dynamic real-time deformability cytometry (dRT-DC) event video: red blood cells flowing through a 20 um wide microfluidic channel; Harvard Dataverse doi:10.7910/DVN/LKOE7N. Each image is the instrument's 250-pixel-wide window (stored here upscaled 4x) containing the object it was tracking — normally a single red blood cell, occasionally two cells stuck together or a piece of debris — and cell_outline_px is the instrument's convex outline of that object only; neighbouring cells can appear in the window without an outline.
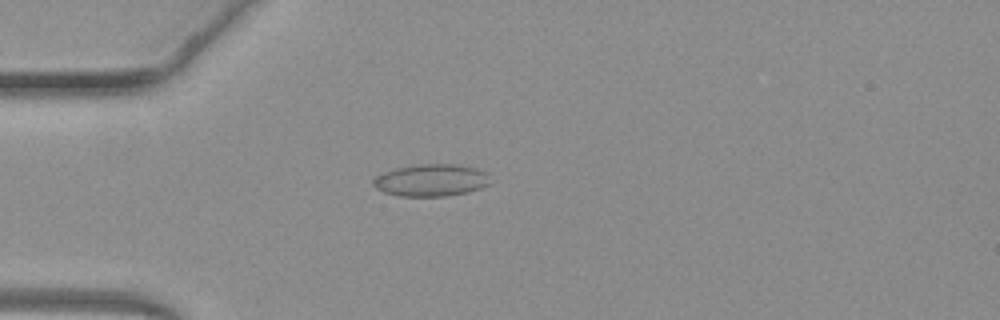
{"species": "common noctule bat (a hibernating species)", "species_latin": "Nyctalus noctula", "temperature_condition": "warm", "stored_images_in_passage": 50, "camera_frame_rate_fps": 3000, "um_per_image_px": 0.085, "animal": {"sex": "female", "body_mass_g": 19.3, "forearm_length_mm": 54.1}, "frame": {"image": 1, "passage_image": 14, "time_ms": 4.333, "image_size_px": [1000, 320], "cell_outline_px": [[488, 184], [480, 188], [468, 192], [448, 196], [400, 196], [384, 192], [376, 188], [372, 184], [372, 180], [376, 176], [384, 172], [396, 168], [420, 164], [456, 164], [476, 168], [488, 172]], "centroid_in_image_um": [36.64, 15.32], "position_along_channel_um": 48.4, "area_um2": 21.91}}
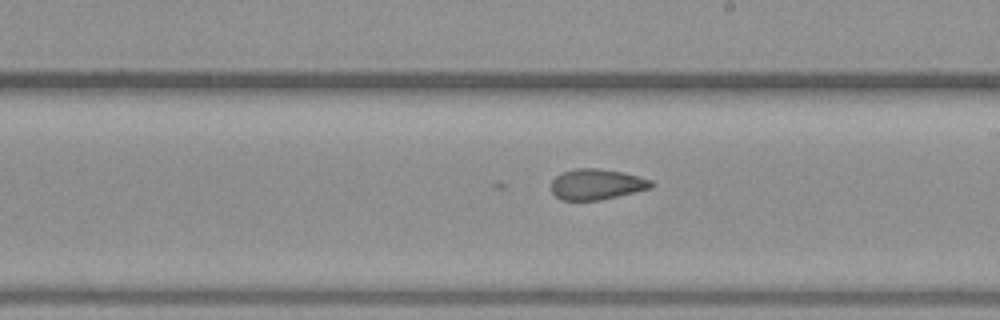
{"frame": {"image": 2, "passage_image": 29, "time_ms": 9.333, "image_size_px": [1000, 320], "cell_outline_px": [[656, 184], [652, 188], [600, 200], [560, 200], [552, 192], [552, 180], [556, 176], [564, 172], [576, 168], [596, 168], [624, 172], [652, 180]], "centroid_in_image_um": [50.75, 15.66], "position_along_channel_um": 238.3, "area_um2": 17.92}}
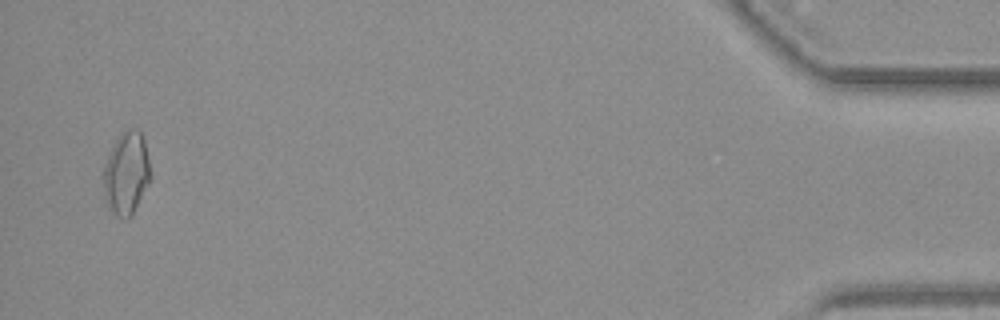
{"frame": {"image": 3, "passage_image": 49, "time_ms": 16.0, "image_size_px": [1000, 320], "cell_outline_px": [[152, 176], [132, 216], [128, 220], [124, 220], [116, 216], [112, 212], [104, 196], [100, 176], [100, 172], [120, 132], [124, 128], [140, 128], [144, 140]], "centroid_in_image_um": [10.72, 14.73], "position_along_channel_um": 424.5, "area_um2": 23.41}}